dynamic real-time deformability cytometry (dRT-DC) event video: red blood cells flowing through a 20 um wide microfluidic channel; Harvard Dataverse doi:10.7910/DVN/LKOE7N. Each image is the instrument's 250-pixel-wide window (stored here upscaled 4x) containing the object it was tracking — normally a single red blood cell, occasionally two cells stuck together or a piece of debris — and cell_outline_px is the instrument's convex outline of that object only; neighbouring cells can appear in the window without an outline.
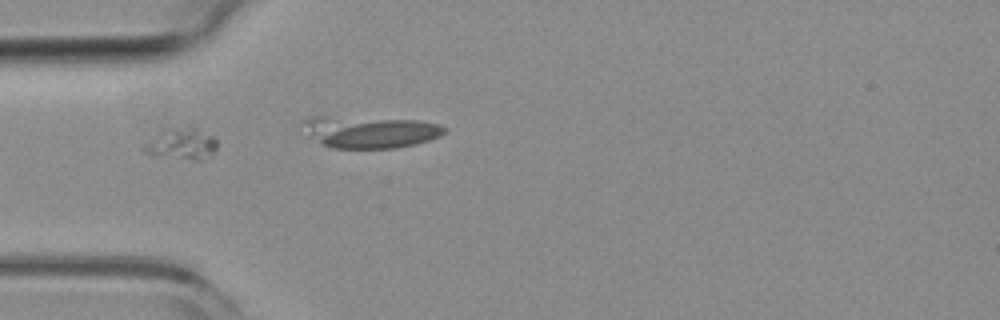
{"species": "common noctule bat (a hibernating species)", "species_latin": "Nyctalus noctula", "temperature_condition": "room temperature", "stored_images_in_passage": 17, "camera_frame_rate_fps": 3000, "um_per_image_px": 0.085, "animal": {"sex": "female", "body_mass_g": 19.3, "forearm_length_mm": 54.1}, "frame": {"image": 1, "passage_image": 15, "time_ms": 4.667, "image_size_px": [1000, 320], "cell_outline_px": [[216, 148], [204, 160], [196, 160], [144, 152], [140, 148], [140, 144], [164, 128], [188, 124], [192, 124], [212, 136], [216, 140]], "centroid_in_image_um": [15.38, 12.14], "position_along_channel_um": 69.6, "area_um2": 13.76}}